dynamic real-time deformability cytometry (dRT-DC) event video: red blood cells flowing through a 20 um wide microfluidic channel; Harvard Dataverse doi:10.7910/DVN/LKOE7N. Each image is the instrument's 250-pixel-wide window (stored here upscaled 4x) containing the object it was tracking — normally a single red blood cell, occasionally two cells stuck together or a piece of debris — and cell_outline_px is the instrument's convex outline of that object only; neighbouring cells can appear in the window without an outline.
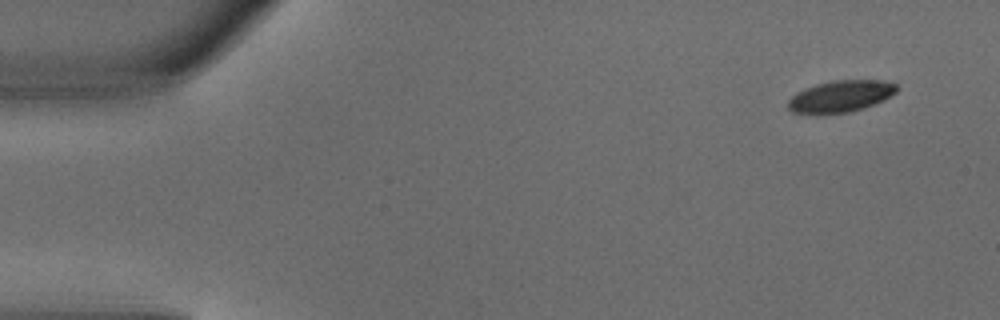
{"species": "common noctule bat (a hibernating species)", "species_latin": "Nyctalus noctula", "temperature_condition": "warm", "stored_images_in_passage": 4, "segment_of_instrument_passage": [1, 2], "camera_frame_rate_fps": 3000, "um_per_image_px": 0.085, "animal": {"sex": "male", "body_mass_g": 18.8}, "frame": {"image": 1, "passage_image": 1, "time_ms": 0.0, "image_size_px": [1000, 320], "cell_outline_px": [[900, 88], [896, 92], [884, 100], [864, 108], [848, 112], [792, 112], [788, 108], [788, 100], [796, 92], [804, 88], [816, 84], [832, 80], [880, 80], [896, 84]], "centroid_in_image_um": [71.49, 8.15], "position_along_channel_um": 13.5, "area_um2": 19.77}}